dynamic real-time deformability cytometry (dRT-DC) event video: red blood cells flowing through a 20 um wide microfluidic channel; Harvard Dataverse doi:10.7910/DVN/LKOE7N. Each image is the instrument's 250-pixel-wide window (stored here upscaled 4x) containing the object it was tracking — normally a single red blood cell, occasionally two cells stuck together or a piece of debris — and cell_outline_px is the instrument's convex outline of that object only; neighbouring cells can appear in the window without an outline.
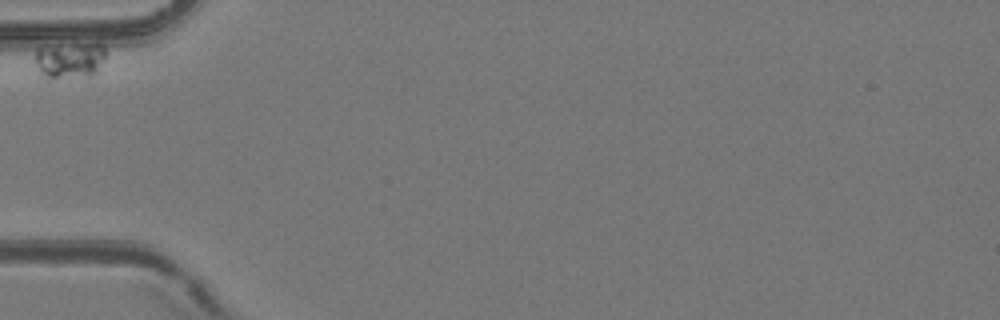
{"species": "common noctule bat (a hibernating species)", "species_latin": "Nyctalus noctula", "temperature_condition": "room temperature", "stored_images_in_passage": 2, "camera_frame_rate_fps": 3000, "um_per_image_px": 0.085, "animal": {"sex": "female", "body_mass_g": 24.6, "forearm_length_mm": 56.2}, "frame": {"image": 1, "passage_image": 1, "time_ms": 0.0, "image_size_px": [1000, 320], "cell_outline_px": [[104, 60], [100, 72], [92, 76], [52, 80], [44, 80], [40, 72], [36, 60], [36, 48], [56, 44], [104, 44]], "centroid_in_image_um": [5.93, 5.16], "position_along_channel_um": 79.1, "area_um2": 15.55}}